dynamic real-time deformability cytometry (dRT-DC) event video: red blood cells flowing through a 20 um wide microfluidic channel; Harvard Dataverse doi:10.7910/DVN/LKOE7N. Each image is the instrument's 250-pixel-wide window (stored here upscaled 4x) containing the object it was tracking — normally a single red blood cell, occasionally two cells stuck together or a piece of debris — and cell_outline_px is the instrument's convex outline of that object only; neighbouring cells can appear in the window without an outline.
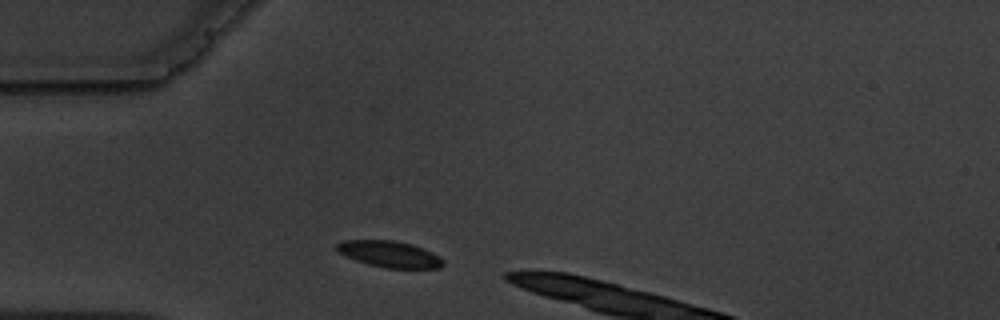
{"species": "common noctule bat (a hibernating species)", "species_latin": "Nyctalus noctula", "temperature_condition": "warm", "stored_images_in_passage": 4, "camera_frame_rate_fps": 3000, "um_per_image_px": 0.085, "animal": {"sex": "male", "body_mass_g": 19.5, "forearm_length_mm": 54.6}, "frame": {"image": 1, "passage_image": 1, "time_ms": 0.0, "image_size_px": [1000, 320], "cell_outline_px": [[444, 264], [440, 268], [384, 268], [368, 264], [356, 260], [340, 252], [336, 248], [336, 244], [340, 240], [392, 240], [412, 244], [432, 252], [444, 260]], "centroid_in_image_um": [33.12, 21.6], "position_along_channel_um": 51.9, "area_um2": 16.24}}
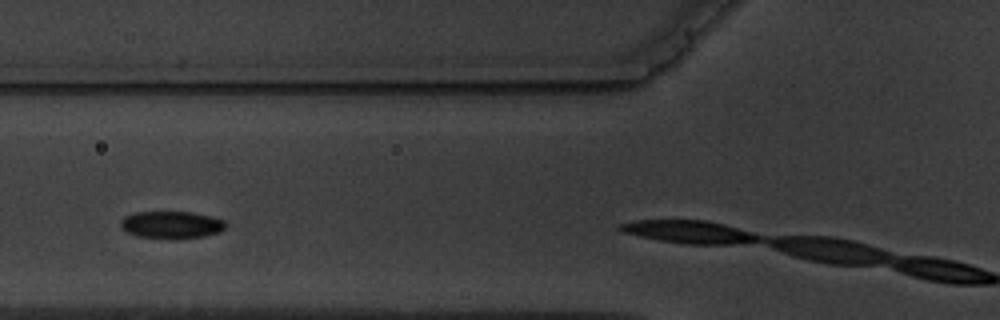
{"frame": {"image": 2, "passage_image": 3, "time_ms": 2.0, "image_size_px": [1000, 320], "cell_outline_px": [[228, 224], [220, 232], [204, 236], [172, 240], [140, 236], [128, 232], [120, 228], [120, 220], [124, 216], [136, 212], [192, 212], [212, 216], [224, 220]], "centroid_in_image_um": [14.59, 19.11], "position_along_channel_um": 111.2, "area_um2": 16.99}}